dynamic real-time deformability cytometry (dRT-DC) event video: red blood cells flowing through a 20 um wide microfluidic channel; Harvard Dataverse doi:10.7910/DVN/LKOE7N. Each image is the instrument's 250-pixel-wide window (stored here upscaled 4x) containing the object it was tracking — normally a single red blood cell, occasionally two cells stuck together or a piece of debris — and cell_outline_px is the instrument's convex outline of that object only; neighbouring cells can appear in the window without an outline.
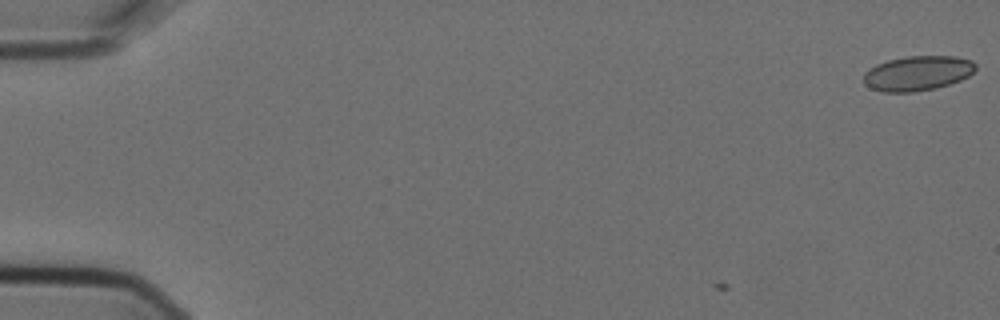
{"species": "Egyptian fruit bat (a non-hibernating species)", "species_latin": "Rousettus aegyptiacus", "temperature_condition": "cold", "stored_images_in_passage": 4, "camera_frame_rate_fps": 3000, "um_per_image_px": 0.085, "animal": {"sex": "female"}, "frame": {"image": 1, "passage_image": 1, "time_ms": 0.0, "image_size_px": [1000, 320], "cell_outline_px": [[976, 68], [968, 76], [960, 80], [936, 88], [912, 92], [884, 92], [872, 88], [864, 84], [864, 72], [876, 64], [888, 60], [908, 56], [956, 56], [972, 60], [976, 64]], "centroid_in_image_um": [77.99, 6.22], "position_along_channel_um": 7.0, "area_um2": 22.66}}